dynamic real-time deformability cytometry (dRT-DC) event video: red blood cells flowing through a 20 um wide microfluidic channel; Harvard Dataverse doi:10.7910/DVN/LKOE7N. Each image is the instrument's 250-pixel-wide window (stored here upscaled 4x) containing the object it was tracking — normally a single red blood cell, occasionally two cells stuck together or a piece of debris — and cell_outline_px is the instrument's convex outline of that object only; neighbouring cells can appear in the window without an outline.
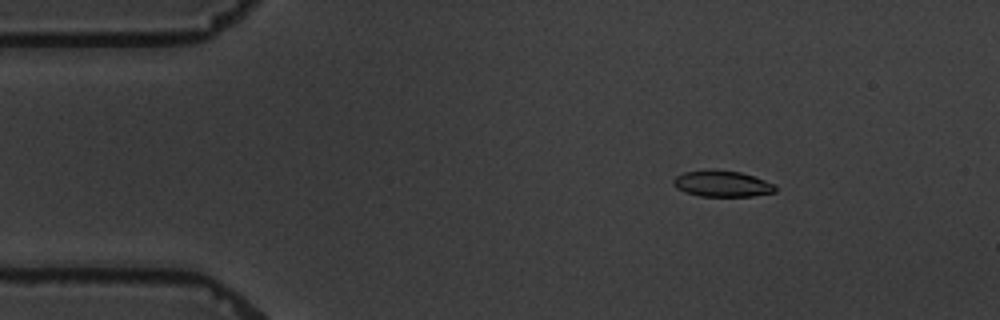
{"species": "common noctule bat (a hibernating species)", "species_latin": "Nyctalus noctula", "temperature_condition": "warm", "stored_images_in_passage": 15, "camera_frame_rate_fps": 3000, "um_per_image_px": 0.085, "animal": {"sex": "male", "body_mass_g": 19.5, "forearm_length_mm": 54.6}, "frame": {"image": 1, "passage_image": 3, "time_ms": 2.333, "image_size_px": [1000, 320], "cell_outline_px": [[776, 192], [752, 196], [700, 196], [684, 192], [676, 188], [672, 184], [672, 180], [676, 176], [684, 172], [740, 172], [776, 184]], "centroid_in_image_um": [61.39, 15.66], "position_along_channel_um": 23.6, "area_um2": 14.97}}
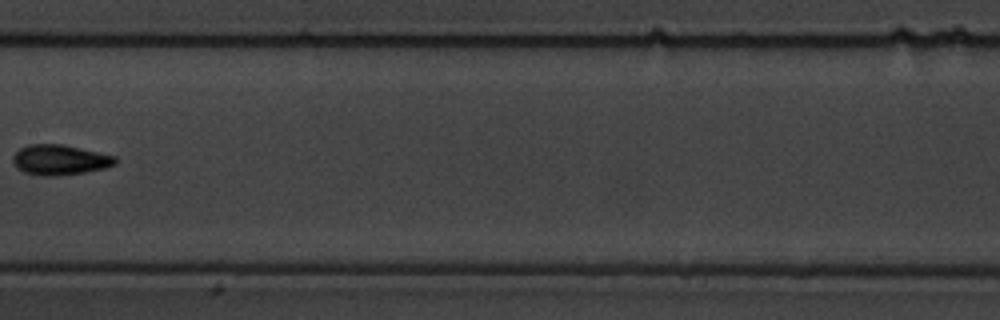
{"frame": {"image": 2, "passage_image": 8, "time_ms": 9.333, "image_size_px": [1000, 320], "cell_outline_px": [[116, 164], [104, 168], [84, 172], [56, 176], [40, 176], [24, 172], [16, 168], [12, 160], [12, 156], [20, 148], [28, 144], [60, 144], [116, 156]], "centroid_in_image_um": [5.04, 13.59], "position_along_channel_um": 202.4, "area_um2": 17.98}}
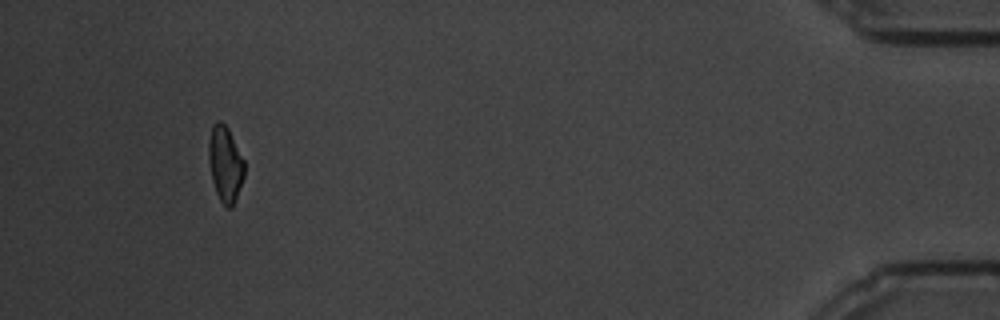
{"frame": {"image": 3, "passage_image": 14, "time_ms": 17.667, "image_size_px": [1000, 320], "cell_outline_px": [[244, 176], [232, 208], [228, 208], [220, 200], [216, 192], [212, 180], [208, 156], [208, 144], [212, 124], [216, 120], [220, 120], [228, 128], [244, 160]], "centroid_in_image_um": [19.13, 13.91], "position_along_channel_um": 416.1, "area_um2": 15.66}, "authors_computed_cell_mechanics": {"area_um2": 16.1262, "velocity_mm_per_s": 3.4365, "shape_relaxation_time_tau1_ms": 4.6649, "shape_relaxation_time_tau2_ms": 9.0375, "deformation_change_tau1": 0.1655, "deformation_change_tau2": 0.1546}}